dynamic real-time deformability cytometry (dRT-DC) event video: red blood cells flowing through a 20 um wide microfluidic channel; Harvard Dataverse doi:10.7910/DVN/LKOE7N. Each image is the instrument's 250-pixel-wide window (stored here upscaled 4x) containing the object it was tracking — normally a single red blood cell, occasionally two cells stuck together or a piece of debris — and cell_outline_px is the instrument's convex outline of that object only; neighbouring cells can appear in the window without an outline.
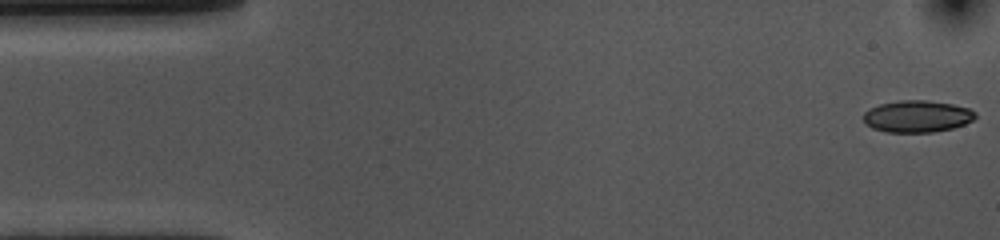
{"species": "common noctule bat (a hibernating species)", "species_latin": "Nyctalus noctula", "temperature_condition": "cold", "stored_images_in_passage": 54, "camera_frame_rate_fps": 3000, "um_per_image_px": 0.085, "animal": {"sex": "female", "body_mass_g": 10.0, "forearm_length_mm": 53.1}, "frame": {"image": 1, "passage_image": 1, "time_ms": 0.0, "image_size_px": [1000, 240], "cell_outline_px": [[976, 116], [972, 120], [964, 124], [952, 128], [932, 132], [888, 132], [872, 128], [864, 124], [864, 112], [880, 104], [900, 100], [928, 100], [952, 104], [968, 108], [976, 112]], "centroid_in_image_um": [77.95, 9.89], "position_along_channel_um": 7.0, "area_um2": 20.69}}
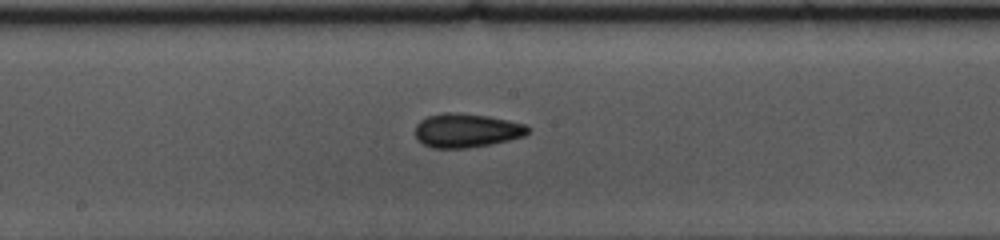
{"frame": {"image": 2, "passage_image": 27, "time_ms": 8.667, "image_size_px": [1000, 240], "cell_outline_px": [[532, 128], [524, 136], [508, 140], [488, 144], [464, 148], [432, 148], [416, 140], [416, 124], [420, 120], [428, 116], [444, 112], [456, 112], [488, 116], [508, 120], [524, 124]], "centroid_in_image_um": [39.63, 11.08], "position_along_channel_um": 208.6, "area_um2": 22.25}}
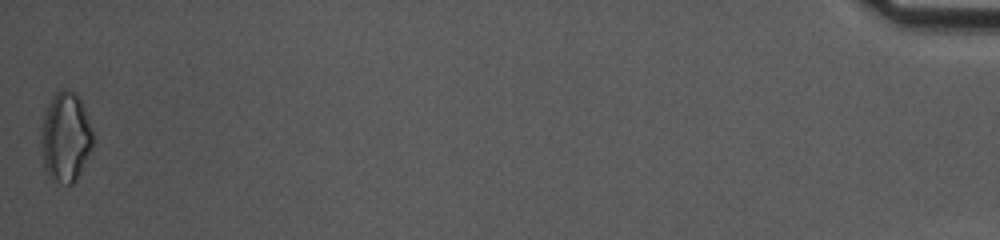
{"frame": {"image": 3, "passage_image": 54, "time_ms": 17.667, "image_size_px": [1000, 240], "cell_outline_px": [[92, 148], [76, 180], [72, 184], [68, 184], [52, 180], [48, 176], [44, 168], [40, 140], [44, 116], [48, 104], [52, 96], [56, 92], [64, 88], [68, 88], [76, 92], [80, 96], [92, 132]], "centroid_in_image_um": [5.56, 11.63], "position_along_channel_um": 429.6, "area_um2": 27.11}, "authors_computed_cell_mechanics": {"area_um2": 21.2415, "velocity_mm_per_s": 3.6046, "shape_relaxation_time_tau1_ms": 5.0298, "shape_relaxation_time_tau2_ms": 2.9937, "deformation_change_tau1": 0.1145, "deformation_change_tau2": 0.0963}}